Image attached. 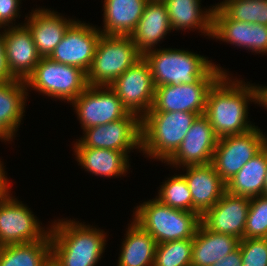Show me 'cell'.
Instances as JSON below:
<instances>
[{"instance_id":"2e32d148","label":"cell","mask_w":267,"mask_h":266,"mask_svg":"<svg viewBox=\"0 0 267 266\" xmlns=\"http://www.w3.org/2000/svg\"><path fill=\"white\" fill-rule=\"evenodd\" d=\"M250 198L224 192L222 198L201 217L200 222L210 231L244 238Z\"/></svg>"},{"instance_id":"ba28073f","label":"cell","mask_w":267,"mask_h":266,"mask_svg":"<svg viewBox=\"0 0 267 266\" xmlns=\"http://www.w3.org/2000/svg\"><path fill=\"white\" fill-rule=\"evenodd\" d=\"M267 145V135L258 129L218 139L211 164L227 183L239 170Z\"/></svg>"},{"instance_id":"1f68e13d","label":"cell","mask_w":267,"mask_h":266,"mask_svg":"<svg viewBox=\"0 0 267 266\" xmlns=\"http://www.w3.org/2000/svg\"><path fill=\"white\" fill-rule=\"evenodd\" d=\"M163 183L156 199L169 207L192 212V196L185 178L173 175Z\"/></svg>"},{"instance_id":"5b68a950","label":"cell","mask_w":267,"mask_h":266,"mask_svg":"<svg viewBox=\"0 0 267 266\" xmlns=\"http://www.w3.org/2000/svg\"><path fill=\"white\" fill-rule=\"evenodd\" d=\"M133 216V221L148 232L157 244L193 239L200 224L197 213L169 207L156 198L137 206Z\"/></svg>"},{"instance_id":"52a82bcc","label":"cell","mask_w":267,"mask_h":266,"mask_svg":"<svg viewBox=\"0 0 267 266\" xmlns=\"http://www.w3.org/2000/svg\"><path fill=\"white\" fill-rule=\"evenodd\" d=\"M25 82L28 88L32 87L48 97L67 100L70 103L88 86L83 70L58 63L49 57L41 58Z\"/></svg>"},{"instance_id":"4316f807","label":"cell","mask_w":267,"mask_h":266,"mask_svg":"<svg viewBox=\"0 0 267 266\" xmlns=\"http://www.w3.org/2000/svg\"><path fill=\"white\" fill-rule=\"evenodd\" d=\"M266 173L267 145L226 183V190L249 198L263 195Z\"/></svg>"},{"instance_id":"7402d4cb","label":"cell","mask_w":267,"mask_h":266,"mask_svg":"<svg viewBox=\"0 0 267 266\" xmlns=\"http://www.w3.org/2000/svg\"><path fill=\"white\" fill-rule=\"evenodd\" d=\"M74 145L77 162L95 176L119 177L125 175L129 168V155L124 151L84 147L78 141Z\"/></svg>"},{"instance_id":"30bf717a","label":"cell","mask_w":267,"mask_h":266,"mask_svg":"<svg viewBox=\"0 0 267 266\" xmlns=\"http://www.w3.org/2000/svg\"><path fill=\"white\" fill-rule=\"evenodd\" d=\"M110 87L121 100L124 108L140 119L152 108L155 96V85L151 68L142 56Z\"/></svg>"},{"instance_id":"7bdbcfd3","label":"cell","mask_w":267,"mask_h":266,"mask_svg":"<svg viewBox=\"0 0 267 266\" xmlns=\"http://www.w3.org/2000/svg\"><path fill=\"white\" fill-rule=\"evenodd\" d=\"M150 2H164L165 0H149Z\"/></svg>"},{"instance_id":"3957f363","label":"cell","mask_w":267,"mask_h":266,"mask_svg":"<svg viewBox=\"0 0 267 266\" xmlns=\"http://www.w3.org/2000/svg\"><path fill=\"white\" fill-rule=\"evenodd\" d=\"M143 57L150 65L155 87L191 84L198 79H220L226 73L208 58L184 49L155 48Z\"/></svg>"},{"instance_id":"7a4b0ae2","label":"cell","mask_w":267,"mask_h":266,"mask_svg":"<svg viewBox=\"0 0 267 266\" xmlns=\"http://www.w3.org/2000/svg\"><path fill=\"white\" fill-rule=\"evenodd\" d=\"M69 220H58L48 228L51 258L59 266H96L105 249L106 235L96 227Z\"/></svg>"},{"instance_id":"f1b7e54d","label":"cell","mask_w":267,"mask_h":266,"mask_svg":"<svg viewBox=\"0 0 267 266\" xmlns=\"http://www.w3.org/2000/svg\"><path fill=\"white\" fill-rule=\"evenodd\" d=\"M216 6L232 20L267 26V0H225Z\"/></svg>"},{"instance_id":"8d00e7d4","label":"cell","mask_w":267,"mask_h":266,"mask_svg":"<svg viewBox=\"0 0 267 266\" xmlns=\"http://www.w3.org/2000/svg\"><path fill=\"white\" fill-rule=\"evenodd\" d=\"M15 79L9 72L3 43V32H0V83L9 82Z\"/></svg>"},{"instance_id":"836d02e7","label":"cell","mask_w":267,"mask_h":266,"mask_svg":"<svg viewBox=\"0 0 267 266\" xmlns=\"http://www.w3.org/2000/svg\"><path fill=\"white\" fill-rule=\"evenodd\" d=\"M239 246L242 266H267V238H243Z\"/></svg>"},{"instance_id":"d590c367","label":"cell","mask_w":267,"mask_h":266,"mask_svg":"<svg viewBox=\"0 0 267 266\" xmlns=\"http://www.w3.org/2000/svg\"><path fill=\"white\" fill-rule=\"evenodd\" d=\"M21 0H0V29L9 25L12 21H15L19 15V5Z\"/></svg>"},{"instance_id":"9c48e42d","label":"cell","mask_w":267,"mask_h":266,"mask_svg":"<svg viewBox=\"0 0 267 266\" xmlns=\"http://www.w3.org/2000/svg\"><path fill=\"white\" fill-rule=\"evenodd\" d=\"M33 212L8 193L0 201V247L51 240Z\"/></svg>"},{"instance_id":"b9f144b4","label":"cell","mask_w":267,"mask_h":266,"mask_svg":"<svg viewBox=\"0 0 267 266\" xmlns=\"http://www.w3.org/2000/svg\"><path fill=\"white\" fill-rule=\"evenodd\" d=\"M263 195L267 196V173L265 175V183H264Z\"/></svg>"},{"instance_id":"60d3db41","label":"cell","mask_w":267,"mask_h":266,"mask_svg":"<svg viewBox=\"0 0 267 266\" xmlns=\"http://www.w3.org/2000/svg\"><path fill=\"white\" fill-rule=\"evenodd\" d=\"M44 266H59L52 258Z\"/></svg>"},{"instance_id":"6da1fadb","label":"cell","mask_w":267,"mask_h":266,"mask_svg":"<svg viewBox=\"0 0 267 266\" xmlns=\"http://www.w3.org/2000/svg\"><path fill=\"white\" fill-rule=\"evenodd\" d=\"M228 75L226 72L209 90L204 112L218 138L243 134L256 127L247 120L248 102L257 103L256 85L233 81Z\"/></svg>"},{"instance_id":"f546056e","label":"cell","mask_w":267,"mask_h":266,"mask_svg":"<svg viewBox=\"0 0 267 266\" xmlns=\"http://www.w3.org/2000/svg\"><path fill=\"white\" fill-rule=\"evenodd\" d=\"M249 23L228 18L216 5L213 10L212 38L248 50Z\"/></svg>"},{"instance_id":"ac0fdd59","label":"cell","mask_w":267,"mask_h":266,"mask_svg":"<svg viewBox=\"0 0 267 266\" xmlns=\"http://www.w3.org/2000/svg\"><path fill=\"white\" fill-rule=\"evenodd\" d=\"M185 178L192 196V212L200 217L211 209L226 191V183L219 177L213 165L184 166Z\"/></svg>"},{"instance_id":"83f0119b","label":"cell","mask_w":267,"mask_h":266,"mask_svg":"<svg viewBox=\"0 0 267 266\" xmlns=\"http://www.w3.org/2000/svg\"><path fill=\"white\" fill-rule=\"evenodd\" d=\"M51 258V240L0 247V266H44Z\"/></svg>"},{"instance_id":"484cf974","label":"cell","mask_w":267,"mask_h":266,"mask_svg":"<svg viewBox=\"0 0 267 266\" xmlns=\"http://www.w3.org/2000/svg\"><path fill=\"white\" fill-rule=\"evenodd\" d=\"M125 235L117 266H153L156 240L134 221Z\"/></svg>"},{"instance_id":"74e56055","label":"cell","mask_w":267,"mask_h":266,"mask_svg":"<svg viewBox=\"0 0 267 266\" xmlns=\"http://www.w3.org/2000/svg\"><path fill=\"white\" fill-rule=\"evenodd\" d=\"M241 264V250L240 246H238L230 254L223 256L212 266H241Z\"/></svg>"},{"instance_id":"44dd1931","label":"cell","mask_w":267,"mask_h":266,"mask_svg":"<svg viewBox=\"0 0 267 266\" xmlns=\"http://www.w3.org/2000/svg\"><path fill=\"white\" fill-rule=\"evenodd\" d=\"M26 82L13 79L0 83V139L12 141L24 116L28 96ZM26 96V97H25Z\"/></svg>"},{"instance_id":"277c9868","label":"cell","mask_w":267,"mask_h":266,"mask_svg":"<svg viewBox=\"0 0 267 266\" xmlns=\"http://www.w3.org/2000/svg\"><path fill=\"white\" fill-rule=\"evenodd\" d=\"M199 115L192 112H147L141 118V151L166 161L180 146Z\"/></svg>"},{"instance_id":"9a60e30c","label":"cell","mask_w":267,"mask_h":266,"mask_svg":"<svg viewBox=\"0 0 267 266\" xmlns=\"http://www.w3.org/2000/svg\"><path fill=\"white\" fill-rule=\"evenodd\" d=\"M218 139L208 119L200 115L192 123L180 146L165 162L179 168L210 164Z\"/></svg>"},{"instance_id":"603a6c76","label":"cell","mask_w":267,"mask_h":266,"mask_svg":"<svg viewBox=\"0 0 267 266\" xmlns=\"http://www.w3.org/2000/svg\"><path fill=\"white\" fill-rule=\"evenodd\" d=\"M237 237L208 230L201 222L193 237L191 266H212L239 246Z\"/></svg>"},{"instance_id":"8fae6325","label":"cell","mask_w":267,"mask_h":266,"mask_svg":"<svg viewBox=\"0 0 267 266\" xmlns=\"http://www.w3.org/2000/svg\"><path fill=\"white\" fill-rule=\"evenodd\" d=\"M71 103L83 130L118 121L129 113L110 86L88 85Z\"/></svg>"},{"instance_id":"e575fe53","label":"cell","mask_w":267,"mask_h":266,"mask_svg":"<svg viewBox=\"0 0 267 266\" xmlns=\"http://www.w3.org/2000/svg\"><path fill=\"white\" fill-rule=\"evenodd\" d=\"M248 50L267 54V26L249 23Z\"/></svg>"},{"instance_id":"cb8c5ba5","label":"cell","mask_w":267,"mask_h":266,"mask_svg":"<svg viewBox=\"0 0 267 266\" xmlns=\"http://www.w3.org/2000/svg\"><path fill=\"white\" fill-rule=\"evenodd\" d=\"M149 0H104L103 35L130 36Z\"/></svg>"},{"instance_id":"5bb4252c","label":"cell","mask_w":267,"mask_h":266,"mask_svg":"<svg viewBox=\"0 0 267 266\" xmlns=\"http://www.w3.org/2000/svg\"><path fill=\"white\" fill-rule=\"evenodd\" d=\"M101 35L99 28L74 21L49 58L58 63L78 67L87 73Z\"/></svg>"},{"instance_id":"4dcf8cb0","label":"cell","mask_w":267,"mask_h":266,"mask_svg":"<svg viewBox=\"0 0 267 266\" xmlns=\"http://www.w3.org/2000/svg\"><path fill=\"white\" fill-rule=\"evenodd\" d=\"M193 239L157 244L153 266H191Z\"/></svg>"},{"instance_id":"e0dca14e","label":"cell","mask_w":267,"mask_h":266,"mask_svg":"<svg viewBox=\"0 0 267 266\" xmlns=\"http://www.w3.org/2000/svg\"><path fill=\"white\" fill-rule=\"evenodd\" d=\"M4 28L3 43L10 74L19 80H26L41 60L28 27L23 25ZM6 29V30H5Z\"/></svg>"},{"instance_id":"f35d334b","label":"cell","mask_w":267,"mask_h":266,"mask_svg":"<svg viewBox=\"0 0 267 266\" xmlns=\"http://www.w3.org/2000/svg\"><path fill=\"white\" fill-rule=\"evenodd\" d=\"M1 162L2 161L0 160V201L9 193V191H11V187L8 186L9 181L4 171L5 166H3Z\"/></svg>"},{"instance_id":"8992f818","label":"cell","mask_w":267,"mask_h":266,"mask_svg":"<svg viewBox=\"0 0 267 266\" xmlns=\"http://www.w3.org/2000/svg\"><path fill=\"white\" fill-rule=\"evenodd\" d=\"M142 56L131 36L102 34L86 73L87 84L110 86Z\"/></svg>"},{"instance_id":"d6986e66","label":"cell","mask_w":267,"mask_h":266,"mask_svg":"<svg viewBox=\"0 0 267 266\" xmlns=\"http://www.w3.org/2000/svg\"><path fill=\"white\" fill-rule=\"evenodd\" d=\"M33 12V13H32ZM24 23L30 30L39 55L50 57L56 46L61 42L65 32L75 20H67L58 12L48 9H36ZM27 17L29 19H27Z\"/></svg>"},{"instance_id":"4fadbf2b","label":"cell","mask_w":267,"mask_h":266,"mask_svg":"<svg viewBox=\"0 0 267 266\" xmlns=\"http://www.w3.org/2000/svg\"><path fill=\"white\" fill-rule=\"evenodd\" d=\"M219 79H198L191 84L155 87L152 108L148 112H192L204 115L209 90Z\"/></svg>"},{"instance_id":"ffe728a7","label":"cell","mask_w":267,"mask_h":266,"mask_svg":"<svg viewBox=\"0 0 267 266\" xmlns=\"http://www.w3.org/2000/svg\"><path fill=\"white\" fill-rule=\"evenodd\" d=\"M172 27L166 5L163 2H150L145 6L135 31L130 35L137 50L144 55L153 50ZM152 48V49H151Z\"/></svg>"},{"instance_id":"ab89813d","label":"cell","mask_w":267,"mask_h":266,"mask_svg":"<svg viewBox=\"0 0 267 266\" xmlns=\"http://www.w3.org/2000/svg\"><path fill=\"white\" fill-rule=\"evenodd\" d=\"M257 91V103L261 104L262 107H266L267 109V86H256Z\"/></svg>"},{"instance_id":"d6a6232c","label":"cell","mask_w":267,"mask_h":266,"mask_svg":"<svg viewBox=\"0 0 267 266\" xmlns=\"http://www.w3.org/2000/svg\"><path fill=\"white\" fill-rule=\"evenodd\" d=\"M244 238H267V196L250 198Z\"/></svg>"},{"instance_id":"d4e9b609","label":"cell","mask_w":267,"mask_h":266,"mask_svg":"<svg viewBox=\"0 0 267 266\" xmlns=\"http://www.w3.org/2000/svg\"><path fill=\"white\" fill-rule=\"evenodd\" d=\"M201 0H165L172 30L200 29L212 36L214 6L202 11Z\"/></svg>"},{"instance_id":"7c38bea8","label":"cell","mask_w":267,"mask_h":266,"mask_svg":"<svg viewBox=\"0 0 267 266\" xmlns=\"http://www.w3.org/2000/svg\"><path fill=\"white\" fill-rule=\"evenodd\" d=\"M83 131L85 134L78 142L84 147L124 151L127 155L133 148L141 149V119L133 113L118 121Z\"/></svg>"}]
</instances>
